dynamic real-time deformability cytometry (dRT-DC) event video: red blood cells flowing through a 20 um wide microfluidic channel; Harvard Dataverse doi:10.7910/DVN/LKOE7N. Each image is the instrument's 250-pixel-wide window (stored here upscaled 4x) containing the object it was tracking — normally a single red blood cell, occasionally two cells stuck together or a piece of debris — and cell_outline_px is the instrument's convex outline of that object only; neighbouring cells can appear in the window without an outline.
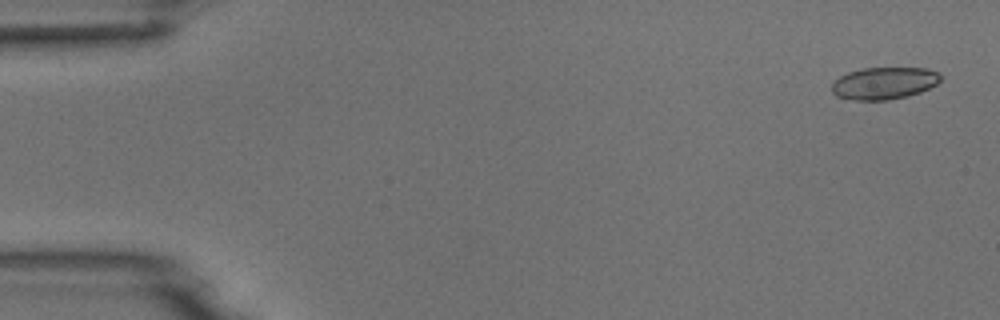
{"species": "common noctule bat (a hibernating species)", "species_latin": "Nyctalus noctula", "temperature_condition": "room temperature", "stored_images_in_passage": 3, "camera_frame_rate_fps": 3000, "um_per_image_px": 0.085, "animal": {"sex": "male", "body_mass_g": 18.8}, "frame": {"image": 1, "passage_image": 1, "time_ms": 0.0, "image_size_px": [1000, 320], "cell_outline_px": [[940, 80], [936, 84], [920, 92], [908, 96], [888, 100], [856, 100], [836, 96], [832, 92], [832, 84], [840, 76], [848, 72], [860, 68], [928, 68], [936, 72], [940, 76]], "centroid_in_image_um": [75.13, 7.07], "position_along_channel_um": 9.9, "area_um2": 20.29}}